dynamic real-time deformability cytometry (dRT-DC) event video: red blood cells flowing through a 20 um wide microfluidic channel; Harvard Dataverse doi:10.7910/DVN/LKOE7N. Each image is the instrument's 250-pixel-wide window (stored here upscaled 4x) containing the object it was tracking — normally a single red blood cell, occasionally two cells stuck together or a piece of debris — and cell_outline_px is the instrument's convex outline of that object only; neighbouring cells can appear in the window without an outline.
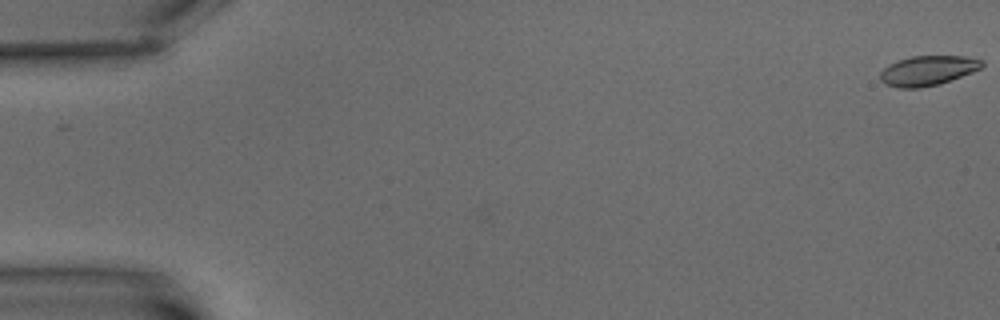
{"species": "common noctule bat (a hibernating species)", "species_latin": "Nyctalus noctula", "temperature_condition": "warm", "stored_images_in_passage": 2, "camera_frame_rate_fps": 3000, "um_per_image_px": 0.085, "animal": {"sex": "male", "body_mass_g": 15.6}, "frame": {"image": 1, "passage_image": 2, "time_ms": 1.333, "image_size_px": [1000, 320], "cell_outline_px": [[984, 64], [980, 68], [972, 72], [940, 84], [920, 88], [900, 88], [884, 84], [880, 80], [880, 72], [888, 64], [912, 56], [968, 56], [984, 60]], "centroid_in_image_um": [78.86, 6.0], "position_along_channel_um": 6.1, "area_um2": 17.74}}